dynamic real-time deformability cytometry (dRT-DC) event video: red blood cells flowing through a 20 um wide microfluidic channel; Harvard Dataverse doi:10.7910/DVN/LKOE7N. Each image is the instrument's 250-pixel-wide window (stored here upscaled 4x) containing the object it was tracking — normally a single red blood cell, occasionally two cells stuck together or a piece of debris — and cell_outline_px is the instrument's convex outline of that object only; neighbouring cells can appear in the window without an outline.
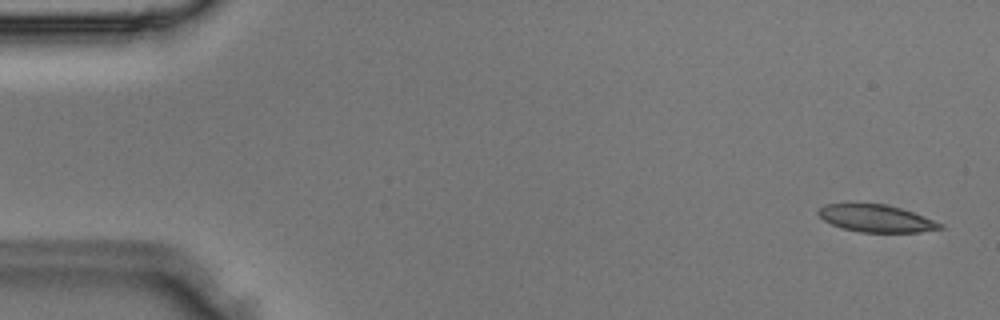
{"species": "Egyptian fruit bat (a non-hibernating species)", "species_latin": "Rousettus aegyptiacus", "temperature_condition": "room temperature", "stored_images_in_passage": 49, "camera_frame_rate_fps": 3000, "um_per_image_px": 0.085, "animal": {"sex": "male"}, "frame": {"image": 1, "passage_image": 2, "time_ms": 0.333, "image_size_px": [1000, 320], "cell_outline_px": [[944, 228], [920, 232], [860, 232], [844, 228], [832, 224], [824, 220], [816, 212], [824, 204], [848, 200], [884, 204], [900, 208], [924, 216], [944, 224]], "centroid_in_image_um": [74.41, 18.51], "position_along_channel_um": 10.6, "area_um2": 20.0}}
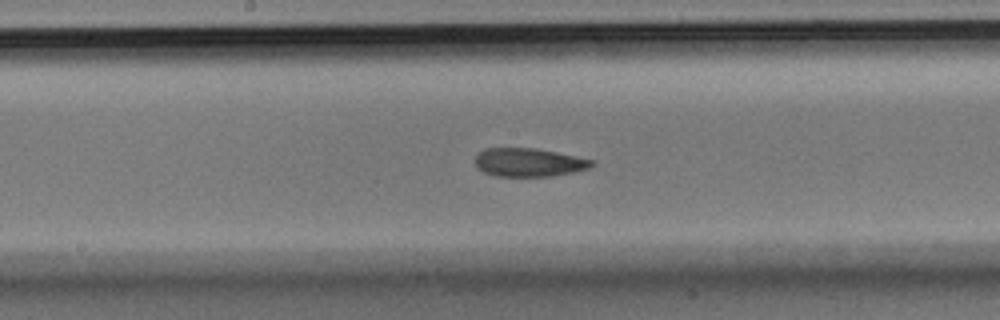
{"frame": {"image": 2, "passage_image": 25, "time_ms": 8.0, "image_size_px": [1000, 320], "cell_outline_px": [[596, 164], [588, 168], [572, 172], [552, 176], [496, 176], [484, 172], [476, 168], [476, 156], [484, 148], [536, 148], [596, 160]], "centroid_in_image_um": [44.97, 13.8], "position_along_channel_um": 203.2, "area_um2": 19.36}}
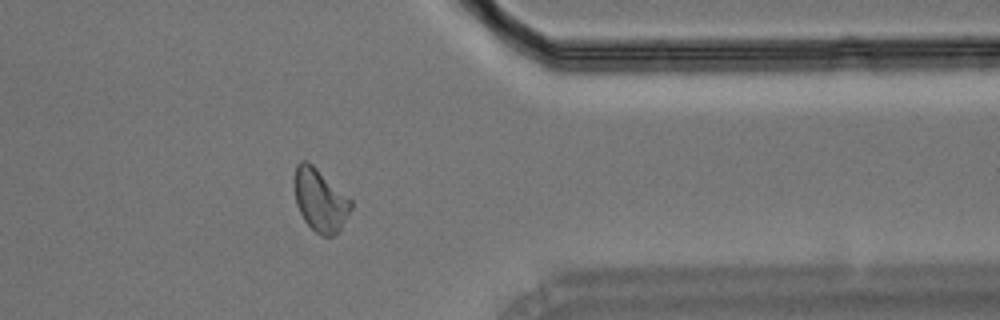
{"frame": {"image": 3, "passage_image": 39, "time_ms": 12.667, "image_size_px": [1000, 320], "cell_outline_px": [[352, 208], [340, 228], [332, 236], [324, 236], [316, 232], [304, 220], [296, 204], [296, 164], [300, 160], [308, 160], [352, 200]], "centroid_in_image_um": [27.23, 17.0], "position_along_channel_um": 384.2, "area_um2": 20.17}}